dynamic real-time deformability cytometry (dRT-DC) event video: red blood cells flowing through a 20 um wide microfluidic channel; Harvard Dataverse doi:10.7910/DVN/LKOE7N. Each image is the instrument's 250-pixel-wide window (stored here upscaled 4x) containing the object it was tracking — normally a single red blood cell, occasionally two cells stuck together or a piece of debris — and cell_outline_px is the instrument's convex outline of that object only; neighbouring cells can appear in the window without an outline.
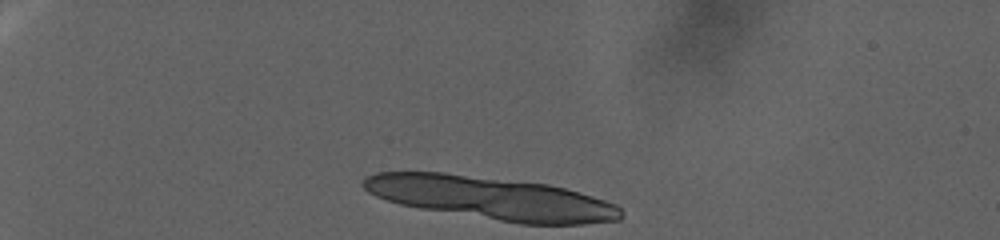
{"species": "human", "species_latin": "Homo sapiens", "temperature_condition": "warm", "stored_images_in_passage": 13, "camera_frame_rate_fps": 3000, "um_per_image_px": 0.085, "donor": {"sex": "female"}, "frame": {"image": 1, "passage_image": 1, "time_ms": 0.0, "image_size_px": [1000, 240], "cell_outline_px": [[624, 216], [620, 220], [584, 224], [520, 224], [420, 208], [400, 204], [376, 196], [368, 192], [360, 184], [364, 176], [376, 172], [444, 172], [548, 184], [564, 188], [592, 196], [616, 204], [624, 212]], "centroid_in_image_um": [41.76, 16.84], "position_along_channel_um": 43.2, "area_um2": 64.62}}